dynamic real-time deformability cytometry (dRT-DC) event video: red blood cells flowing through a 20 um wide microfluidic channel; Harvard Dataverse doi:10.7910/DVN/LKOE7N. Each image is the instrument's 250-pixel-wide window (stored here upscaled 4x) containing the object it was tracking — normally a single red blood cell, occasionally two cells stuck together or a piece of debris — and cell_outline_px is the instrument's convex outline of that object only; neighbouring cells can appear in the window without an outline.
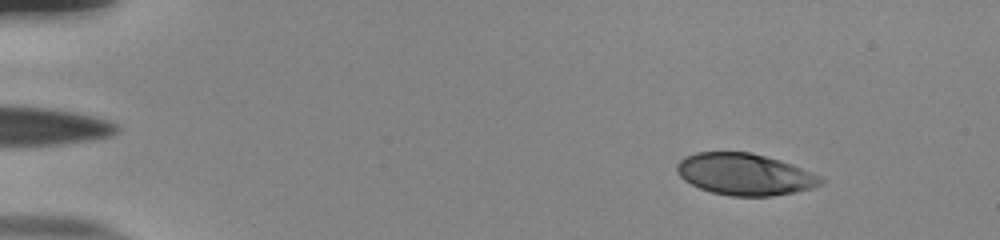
{"species": "human", "species_latin": "Homo sapiens", "temperature_condition": "room temperature", "stored_images_in_passage": 54, "camera_frame_rate_fps": 3000, "um_per_image_px": 0.085, "donor": {"sex": "male"}, "frame": {"image": 1, "passage_image": 6, "time_ms": 1.667, "image_size_px": [1000, 240], "cell_outline_px": [[824, 180], [820, 184], [808, 188], [792, 192], [772, 196], [732, 196], [712, 192], [700, 188], [684, 180], [680, 176], [676, 168], [676, 164], [680, 160], [696, 152], [752, 152], [800, 168]], "centroid_in_image_um": [63.21, 14.81], "position_along_channel_um": 21.8, "area_um2": 34.04}}
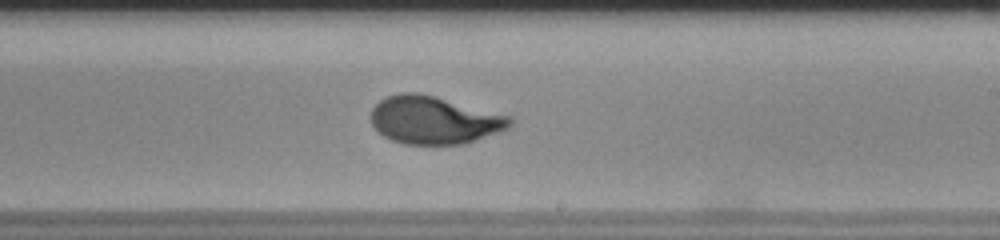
{"frame": {"image": 2, "passage_image": 33, "time_ms": 10.667, "image_size_px": [1000, 240], "cell_outline_px": [[512, 124], [508, 128], [464, 144], [404, 144], [392, 140], [384, 136], [372, 124], [372, 108], [380, 100], [388, 96], [400, 92], [416, 92], [512, 116]], "centroid_in_image_um": [36.9, 10.21], "position_along_channel_um": 252.1, "area_um2": 38.26}}
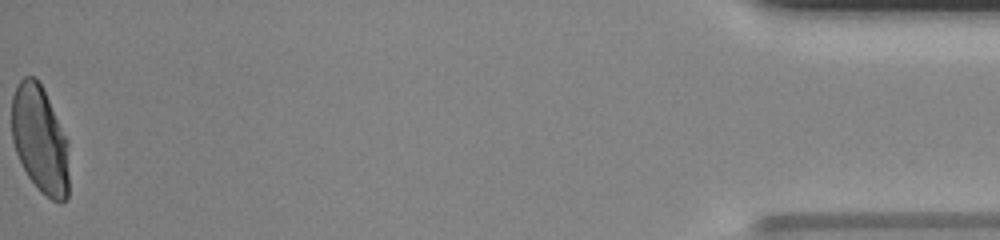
{"frame": {"image": 3, "passage_image": 54, "time_ms": 17.667, "image_size_px": [1000, 240], "cell_outline_px": [[68, 196], [60, 204], [52, 200], [40, 192], [28, 176], [16, 152], [12, 140], [12, 96], [16, 84], [24, 76], [36, 76], [68, 140]], "centroid_in_image_um": [3.39, 11.87], "position_along_channel_um": 431.8, "area_um2": 35.84}, "authors_computed_cell_mechanics": {"area_um2": 37.1654, "velocity_mm_per_s": 3.8141, "shape_relaxation_time_tau1_ms": 6.9446, "shape_relaxation_time_tau2_ms": null, "deformation_change_tau1": 0.2468, "deformation_change_tau2": null}}